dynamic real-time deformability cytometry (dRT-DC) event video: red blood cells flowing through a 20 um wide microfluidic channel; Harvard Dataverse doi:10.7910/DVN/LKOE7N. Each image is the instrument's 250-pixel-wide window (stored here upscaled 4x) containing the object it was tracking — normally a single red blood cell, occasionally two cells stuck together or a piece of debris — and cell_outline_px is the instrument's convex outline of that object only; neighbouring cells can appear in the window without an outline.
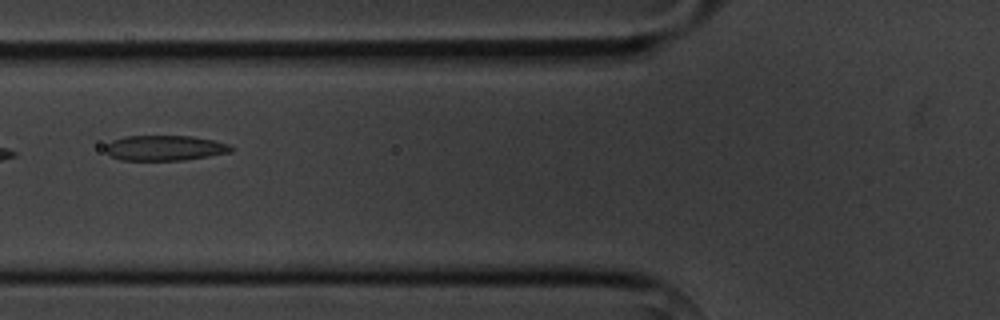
{"species": "common noctule bat (a hibernating species)", "species_latin": "Nyctalus noctula", "temperature_condition": "cold", "stored_images_in_passage": 4, "camera_frame_rate_fps": 3000, "um_per_image_px": 0.085, "animal": {"sex": "male", "body_mass_g": 20.1, "forearm_length_mm": 53.5}, "frame": {"image": 1, "passage_image": 3, "time_ms": 2.333, "image_size_px": [1000, 320], "cell_outline_px": [[236, 148], [232, 152], [184, 160], [120, 160], [112, 156], [104, 148], [112, 140], [124, 136], [192, 136], [212, 140], [228, 144]], "centroid_in_image_um": [14.03, 12.58], "position_along_channel_um": 111.8, "area_um2": 18.44}}
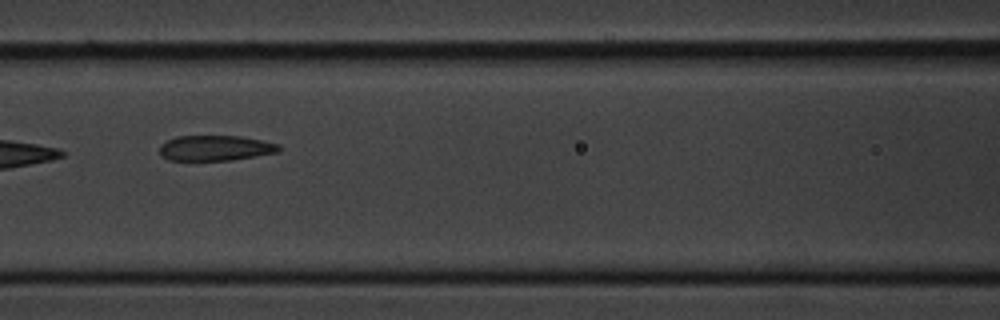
{"frame": {"image": 2, "passage_image": 4, "time_ms": 3.333, "image_size_px": [1000, 320], "cell_outline_px": [[280, 152], [232, 160], [168, 160], [160, 156], [160, 144], [176, 136], [240, 136], [280, 144]], "centroid_in_image_um": [18.3, 12.58], "position_along_channel_um": 148.3, "area_um2": 17.69}}